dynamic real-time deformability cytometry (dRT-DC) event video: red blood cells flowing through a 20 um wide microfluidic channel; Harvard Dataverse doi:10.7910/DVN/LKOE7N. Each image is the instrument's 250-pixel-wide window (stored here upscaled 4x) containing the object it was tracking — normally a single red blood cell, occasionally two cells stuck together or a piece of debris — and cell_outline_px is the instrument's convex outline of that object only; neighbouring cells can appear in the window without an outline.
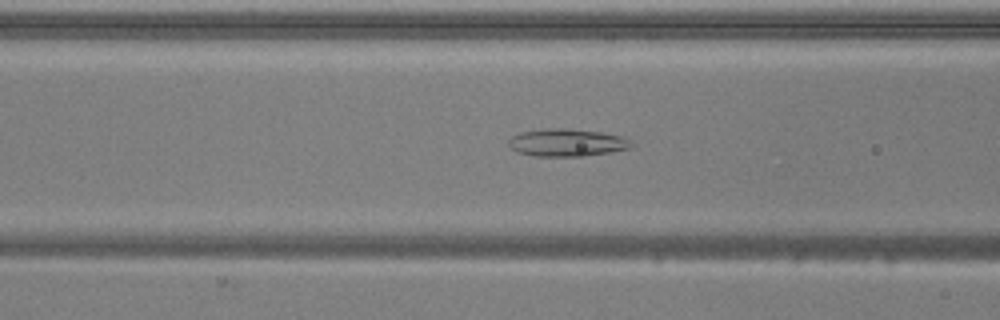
{"species": "common noctule bat (a hibernating species)", "species_latin": "Nyctalus noctula", "temperature_condition": "warm", "stored_images_in_passage": 52, "camera_frame_rate_fps": 3000, "um_per_image_px": 0.085, "animal": {"sex": "male", "body_mass_g": 20.5, "forearm_length_mm": 52.5}, "frame": {"image": 1, "passage_image": 21, "time_ms": 6.667, "image_size_px": [1000, 320], "cell_outline_px": [[632, 148], [612, 152], [584, 156], [532, 156], [516, 152], [508, 144], [508, 140], [512, 136], [520, 132], [544, 128], [564, 128], [600, 132], [620, 136], [628, 140], [632, 144]], "centroid_in_image_um": [48.15, 12.13], "position_along_channel_um": 118.5, "area_um2": 19.77}}
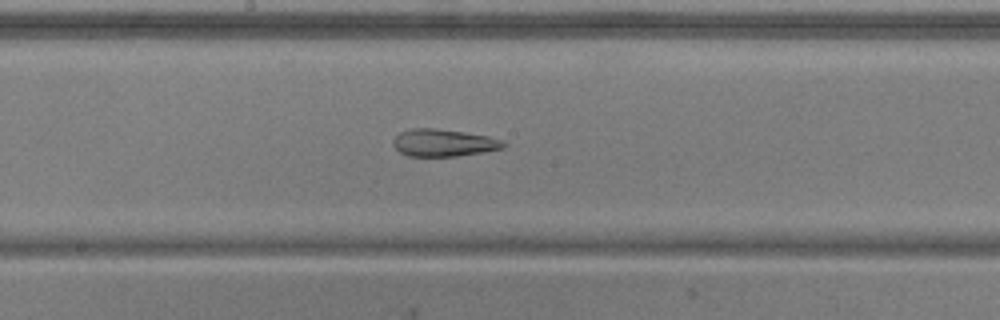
{"frame": {"image": 2, "passage_image": 28, "time_ms": 9.0, "image_size_px": [1000, 320], "cell_outline_px": [[508, 144], [504, 148], [484, 152], [456, 156], [408, 156], [400, 152], [392, 144], [392, 140], [400, 132], [412, 128], [432, 128], [464, 132], [488, 136], [504, 140]], "centroid_in_image_um": [37.73, 12.14], "position_along_channel_um": 210.5, "area_um2": 17.63}}
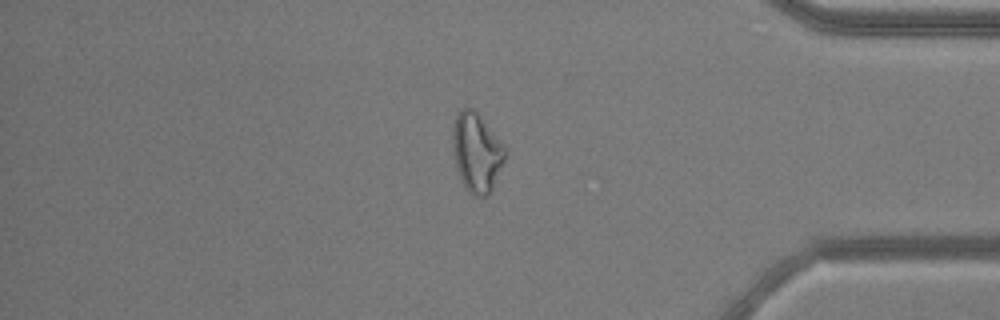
{"frame": {"image": 3, "passage_image": 44, "time_ms": 14.333, "image_size_px": [1000, 320], "cell_outline_px": [[504, 160], [492, 192], [488, 196], [476, 196], [468, 192], [456, 168], [452, 144], [452, 128], [456, 116], [460, 108], [476, 108], [504, 144]], "centroid_in_image_um": [40.51, 12.91], "position_along_channel_um": 394.7, "area_um2": 24.45}, "authors_computed_cell_mechanics": {"area_um2": 24.4783, "velocity_mm_per_s": 3.9337, "shape_relaxation_time_tau1_ms": null, "shape_relaxation_time_tau2_ms": 3.4194, "deformation_change_tau1": null, "deformation_change_tau2": 0.1454}}